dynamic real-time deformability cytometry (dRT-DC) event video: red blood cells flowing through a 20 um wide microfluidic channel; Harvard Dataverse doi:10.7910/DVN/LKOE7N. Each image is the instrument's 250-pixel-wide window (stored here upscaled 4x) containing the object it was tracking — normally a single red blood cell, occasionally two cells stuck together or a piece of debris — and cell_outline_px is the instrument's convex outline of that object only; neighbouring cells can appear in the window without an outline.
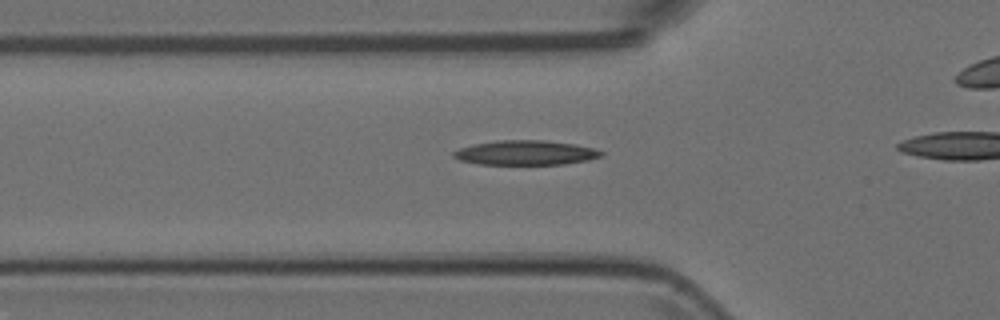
{"species": "Egyptian fruit bat (a non-hibernating species)", "species_latin": "Rousettus aegyptiacus", "temperature_condition": "room temperature", "stored_images_in_passage": 17, "camera_frame_rate_fps": 3000, "um_per_image_px": 0.085, "animal": {"sex": "female"}, "frame": {"image": 1, "passage_image": 5, "time_ms": 1.333, "image_size_px": [1000, 320], "cell_outline_px": [[604, 152], [600, 156], [588, 160], [564, 164], [480, 164], [460, 160], [452, 156], [452, 152], [460, 148], [472, 144], [500, 140], [544, 140], [576, 144], [592, 148]], "centroid_in_image_um": [44.65, 12.97], "position_along_channel_um": 81.1, "area_um2": 21.04}}
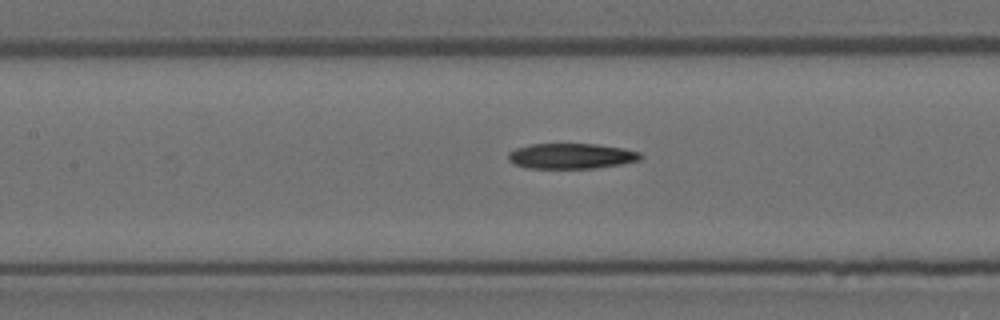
{"frame": {"image": 2, "passage_image": 11, "time_ms": 3.333, "image_size_px": [1000, 320], "cell_outline_px": [[644, 156], [640, 160], [620, 164], [596, 168], [528, 168], [516, 164], [508, 160], [508, 152], [516, 148], [532, 144], [596, 144], [624, 148], [640, 152]], "centroid_in_image_um": [48.58, 13.26], "position_along_channel_um": 158.8, "area_um2": 19.59}}
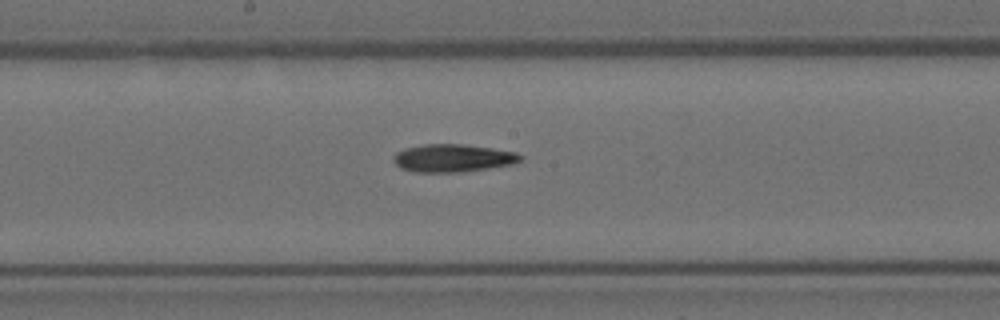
{"frame": {"image": 3, "passage_image": 15, "time_ms": 4.667, "image_size_px": [1000, 320], "cell_outline_px": [[524, 156], [516, 164], [464, 172], [416, 172], [400, 168], [392, 160], [396, 152], [404, 148], [424, 144], [460, 144], [492, 148], [516, 152]], "centroid_in_image_um": [38.51, 13.44], "position_along_channel_um": 209.7, "area_um2": 20.75}}